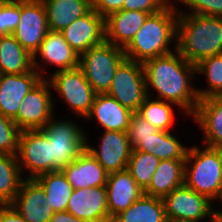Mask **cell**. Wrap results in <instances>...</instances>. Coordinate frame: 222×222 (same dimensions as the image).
<instances>
[{"instance_id":"f35d334b","label":"cell","mask_w":222,"mask_h":222,"mask_svg":"<svg viewBox=\"0 0 222 222\" xmlns=\"http://www.w3.org/2000/svg\"><path fill=\"white\" fill-rule=\"evenodd\" d=\"M124 0H95L92 9L101 17L106 18L109 14L122 10Z\"/></svg>"},{"instance_id":"d590c367","label":"cell","mask_w":222,"mask_h":222,"mask_svg":"<svg viewBox=\"0 0 222 222\" xmlns=\"http://www.w3.org/2000/svg\"><path fill=\"white\" fill-rule=\"evenodd\" d=\"M159 130L144 120L137 112L132 114L128 125L127 135L132 148L135 149L140 144V138L154 136Z\"/></svg>"},{"instance_id":"ab89813d","label":"cell","mask_w":222,"mask_h":222,"mask_svg":"<svg viewBox=\"0 0 222 222\" xmlns=\"http://www.w3.org/2000/svg\"><path fill=\"white\" fill-rule=\"evenodd\" d=\"M0 222H26L11 204L0 205Z\"/></svg>"},{"instance_id":"6da1fadb","label":"cell","mask_w":222,"mask_h":222,"mask_svg":"<svg viewBox=\"0 0 222 222\" xmlns=\"http://www.w3.org/2000/svg\"><path fill=\"white\" fill-rule=\"evenodd\" d=\"M143 68L148 97L153 88L158 93L155 99L175 104L188 116L194 115L200 101L197 88L190 84L197 74L196 65L183 58L176 45L175 52L147 60Z\"/></svg>"},{"instance_id":"1f68e13d","label":"cell","mask_w":222,"mask_h":222,"mask_svg":"<svg viewBox=\"0 0 222 222\" xmlns=\"http://www.w3.org/2000/svg\"><path fill=\"white\" fill-rule=\"evenodd\" d=\"M196 73L206 77L207 88H197L199 99L222 93V54L206 57L196 65Z\"/></svg>"},{"instance_id":"4316f807","label":"cell","mask_w":222,"mask_h":222,"mask_svg":"<svg viewBox=\"0 0 222 222\" xmlns=\"http://www.w3.org/2000/svg\"><path fill=\"white\" fill-rule=\"evenodd\" d=\"M33 69V56L11 35L0 36V74H24Z\"/></svg>"},{"instance_id":"4fadbf2b","label":"cell","mask_w":222,"mask_h":222,"mask_svg":"<svg viewBox=\"0 0 222 222\" xmlns=\"http://www.w3.org/2000/svg\"><path fill=\"white\" fill-rule=\"evenodd\" d=\"M98 148L86 139V150L108 174L127 169L133 148L127 132L104 131Z\"/></svg>"},{"instance_id":"cb8c5ba5","label":"cell","mask_w":222,"mask_h":222,"mask_svg":"<svg viewBox=\"0 0 222 222\" xmlns=\"http://www.w3.org/2000/svg\"><path fill=\"white\" fill-rule=\"evenodd\" d=\"M42 2L46 9L49 30L59 32L92 8L88 0H42Z\"/></svg>"},{"instance_id":"bcb514c9","label":"cell","mask_w":222,"mask_h":222,"mask_svg":"<svg viewBox=\"0 0 222 222\" xmlns=\"http://www.w3.org/2000/svg\"><path fill=\"white\" fill-rule=\"evenodd\" d=\"M1 1H30V0H1Z\"/></svg>"},{"instance_id":"5b68a950","label":"cell","mask_w":222,"mask_h":222,"mask_svg":"<svg viewBox=\"0 0 222 222\" xmlns=\"http://www.w3.org/2000/svg\"><path fill=\"white\" fill-rule=\"evenodd\" d=\"M124 49L107 41L79 56V68L96 94L109 91L117 67L125 59Z\"/></svg>"},{"instance_id":"b9f144b4","label":"cell","mask_w":222,"mask_h":222,"mask_svg":"<svg viewBox=\"0 0 222 222\" xmlns=\"http://www.w3.org/2000/svg\"><path fill=\"white\" fill-rule=\"evenodd\" d=\"M163 8L164 7H170L175 6V3H173L171 0H156Z\"/></svg>"},{"instance_id":"4dcf8cb0","label":"cell","mask_w":222,"mask_h":222,"mask_svg":"<svg viewBox=\"0 0 222 222\" xmlns=\"http://www.w3.org/2000/svg\"><path fill=\"white\" fill-rule=\"evenodd\" d=\"M151 97L144 100L137 113L158 130L171 131L174 123L172 105L175 106V104L158 99L154 100Z\"/></svg>"},{"instance_id":"8d00e7d4","label":"cell","mask_w":222,"mask_h":222,"mask_svg":"<svg viewBox=\"0 0 222 222\" xmlns=\"http://www.w3.org/2000/svg\"><path fill=\"white\" fill-rule=\"evenodd\" d=\"M179 2L181 5L189 7L190 12H183L176 5L178 13L222 17V0H180Z\"/></svg>"},{"instance_id":"7dc6e473","label":"cell","mask_w":222,"mask_h":222,"mask_svg":"<svg viewBox=\"0 0 222 222\" xmlns=\"http://www.w3.org/2000/svg\"><path fill=\"white\" fill-rule=\"evenodd\" d=\"M172 1H174V0H172ZM179 1H180V0H175L174 3H176V5H177V4H179ZM177 2H178V3H177Z\"/></svg>"},{"instance_id":"ba28073f","label":"cell","mask_w":222,"mask_h":222,"mask_svg":"<svg viewBox=\"0 0 222 222\" xmlns=\"http://www.w3.org/2000/svg\"><path fill=\"white\" fill-rule=\"evenodd\" d=\"M51 87L57 91L76 115L83 118L90 112L96 93L86 80L82 70L55 71L47 78Z\"/></svg>"},{"instance_id":"e0dca14e","label":"cell","mask_w":222,"mask_h":222,"mask_svg":"<svg viewBox=\"0 0 222 222\" xmlns=\"http://www.w3.org/2000/svg\"><path fill=\"white\" fill-rule=\"evenodd\" d=\"M42 57V63L58 66V70H70L79 66V56L72 49V47L64 39L63 35L59 31L49 30L44 40L42 41L39 49L33 55V68L45 78L47 73L42 66L38 64L36 60L38 56Z\"/></svg>"},{"instance_id":"f6af8a7d","label":"cell","mask_w":222,"mask_h":222,"mask_svg":"<svg viewBox=\"0 0 222 222\" xmlns=\"http://www.w3.org/2000/svg\"><path fill=\"white\" fill-rule=\"evenodd\" d=\"M221 203H222V198H221ZM216 212L222 217V210L219 211L216 209Z\"/></svg>"},{"instance_id":"f1b7e54d","label":"cell","mask_w":222,"mask_h":222,"mask_svg":"<svg viewBox=\"0 0 222 222\" xmlns=\"http://www.w3.org/2000/svg\"><path fill=\"white\" fill-rule=\"evenodd\" d=\"M34 179L43 187L47 205H51L54 212L66 211L74 189L63 172L61 170L47 172Z\"/></svg>"},{"instance_id":"7a4b0ae2","label":"cell","mask_w":222,"mask_h":222,"mask_svg":"<svg viewBox=\"0 0 222 222\" xmlns=\"http://www.w3.org/2000/svg\"><path fill=\"white\" fill-rule=\"evenodd\" d=\"M176 50L194 65L222 54V17L179 13Z\"/></svg>"},{"instance_id":"7c38bea8","label":"cell","mask_w":222,"mask_h":222,"mask_svg":"<svg viewBox=\"0 0 222 222\" xmlns=\"http://www.w3.org/2000/svg\"><path fill=\"white\" fill-rule=\"evenodd\" d=\"M48 31L46 9L42 0L21 1L19 23L12 34L21 46L33 56Z\"/></svg>"},{"instance_id":"603a6c76","label":"cell","mask_w":222,"mask_h":222,"mask_svg":"<svg viewBox=\"0 0 222 222\" xmlns=\"http://www.w3.org/2000/svg\"><path fill=\"white\" fill-rule=\"evenodd\" d=\"M133 112L108 94H96L85 119H95L104 131L127 132Z\"/></svg>"},{"instance_id":"f546056e","label":"cell","mask_w":222,"mask_h":222,"mask_svg":"<svg viewBox=\"0 0 222 222\" xmlns=\"http://www.w3.org/2000/svg\"><path fill=\"white\" fill-rule=\"evenodd\" d=\"M23 177L16 156L0 154V205L13 202Z\"/></svg>"},{"instance_id":"8fae6325","label":"cell","mask_w":222,"mask_h":222,"mask_svg":"<svg viewBox=\"0 0 222 222\" xmlns=\"http://www.w3.org/2000/svg\"><path fill=\"white\" fill-rule=\"evenodd\" d=\"M51 88L49 80L43 78L23 99L13 119L21 131L43 129L55 115Z\"/></svg>"},{"instance_id":"ffe728a7","label":"cell","mask_w":222,"mask_h":222,"mask_svg":"<svg viewBox=\"0 0 222 222\" xmlns=\"http://www.w3.org/2000/svg\"><path fill=\"white\" fill-rule=\"evenodd\" d=\"M192 119L203 132V142L210 148H222V96L220 94L199 101Z\"/></svg>"},{"instance_id":"44dd1931","label":"cell","mask_w":222,"mask_h":222,"mask_svg":"<svg viewBox=\"0 0 222 222\" xmlns=\"http://www.w3.org/2000/svg\"><path fill=\"white\" fill-rule=\"evenodd\" d=\"M150 15L137 10H120L105 18V41L125 48Z\"/></svg>"},{"instance_id":"d6a6232c","label":"cell","mask_w":222,"mask_h":222,"mask_svg":"<svg viewBox=\"0 0 222 222\" xmlns=\"http://www.w3.org/2000/svg\"><path fill=\"white\" fill-rule=\"evenodd\" d=\"M159 161L153 154L132 151L127 170L143 191L152 183V176L158 167Z\"/></svg>"},{"instance_id":"277c9868","label":"cell","mask_w":222,"mask_h":222,"mask_svg":"<svg viewBox=\"0 0 222 222\" xmlns=\"http://www.w3.org/2000/svg\"><path fill=\"white\" fill-rule=\"evenodd\" d=\"M184 185L207 196L211 201L221 200L222 148L189 147L185 160Z\"/></svg>"},{"instance_id":"e575fe53","label":"cell","mask_w":222,"mask_h":222,"mask_svg":"<svg viewBox=\"0 0 222 222\" xmlns=\"http://www.w3.org/2000/svg\"><path fill=\"white\" fill-rule=\"evenodd\" d=\"M21 14V1L0 0V36L11 35L16 30Z\"/></svg>"},{"instance_id":"2e32d148","label":"cell","mask_w":222,"mask_h":222,"mask_svg":"<svg viewBox=\"0 0 222 222\" xmlns=\"http://www.w3.org/2000/svg\"><path fill=\"white\" fill-rule=\"evenodd\" d=\"M66 211L86 222H112L105 186L74 189Z\"/></svg>"},{"instance_id":"d4e9b609","label":"cell","mask_w":222,"mask_h":222,"mask_svg":"<svg viewBox=\"0 0 222 222\" xmlns=\"http://www.w3.org/2000/svg\"><path fill=\"white\" fill-rule=\"evenodd\" d=\"M185 160H161L145 195L163 198L184 185Z\"/></svg>"},{"instance_id":"c3c4849f","label":"cell","mask_w":222,"mask_h":222,"mask_svg":"<svg viewBox=\"0 0 222 222\" xmlns=\"http://www.w3.org/2000/svg\"><path fill=\"white\" fill-rule=\"evenodd\" d=\"M91 4L95 1V0H88Z\"/></svg>"},{"instance_id":"3957f363","label":"cell","mask_w":222,"mask_h":222,"mask_svg":"<svg viewBox=\"0 0 222 222\" xmlns=\"http://www.w3.org/2000/svg\"><path fill=\"white\" fill-rule=\"evenodd\" d=\"M178 10L176 6L164 7L150 14L134 38L124 48L127 59L144 63L147 60L173 52L171 41L176 45Z\"/></svg>"},{"instance_id":"83f0119b","label":"cell","mask_w":222,"mask_h":222,"mask_svg":"<svg viewBox=\"0 0 222 222\" xmlns=\"http://www.w3.org/2000/svg\"><path fill=\"white\" fill-rule=\"evenodd\" d=\"M166 213L162 198L143 194L112 222H164Z\"/></svg>"},{"instance_id":"7402d4cb","label":"cell","mask_w":222,"mask_h":222,"mask_svg":"<svg viewBox=\"0 0 222 222\" xmlns=\"http://www.w3.org/2000/svg\"><path fill=\"white\" fill-rule=\"evenodd\" d=\"M73 189L105 186L108 173L85 149L61 170Z\"/></svg>"},{"instance_id":"7bdbcfd3","label":"cell","mask_w":222,"mask_h":222,"mask_svg":"<svg viewBox=\"0 0 222 222\" xmlns=\"http://www.w3.org/2000/svg\"><path fill=\"white\" fill-rule=\"evenodd\" d=\"M164 222H188L179 219L166 218Z\"/></svg>"},{"instance_id":"5bb4252c","label":"cell","mask_w":222,"mask_h":222,"mask_svg":"<svg viewBox=\"0 0 222 222\" xmlns=\"http://www.w3.org/2000/svg\"><path fill=\"white\" fill-rule=\"evenodd\" d=\"M72 49L81 56L105 41V18L92 8L61 31Z\"/></svg>"},{"instance_id":"9c48e42d","label":"cell","mask_w":222,"mask_h":222,"mask_svg":"<svg viewBox=\"0 0 222 222\" xmlns=\"http://www.w3.org/2000/svg\"><path fill=\"white\" fill-rule=\"evenodd\" d=\"M166 218L200 222L208 217L213 222L216 210L213 201L185 185L172 190L162 198Z\"/></svg>"},{"instance_id":"74e56055","label":"cell","mask_w":222,"mask_h":222,"mask_svg":"<svg viewBox=\"0 0 222 222\" xmlns=\"http://www.w3.org/2000/svg\"><path fill=\"white\" fill-rule=\"evenodd\" d=\"M162 8L156 0H124L122 10H137L154 14Z\"/></svg>"},{"instance_id":"ac0fdd59","label":"cell","mask_w":222,"mask_h":222,"mask_svg":"<svg viewBox=\"0 0 222 222\" xmlns=\"http://www.w3.org/2000/svg\"><path fill=\"white\" fill-rule=\"evenodd\" d=\"M11 205L26 222H49L54 214L43 187L35 179H23Z\"/></svg>"},{"instance_id":"484cf974","label":"cell","mask_w":222,"mask_h":222,"mask_svg":"<svg viewBox=\"0 0 222 222\" xmlns=\"http://www.w3.org/2000/svg\"><path fill=\"white\" fill-rule=\"evenodd\" d=\"M188 148L171 131L159 130L154 136L140 138V144L133 151L153 154L160 161L186 160Z\"/></svg>"},{"instance_id":"9a60e30c","label":"cell","mask_w":222,"mask_h":222,"mask_svg":"<svg viewBox=\"0 0 222 222\" xmlns=\"http://www.w3.org/2000/svg\"><path fill=\"white\" fill-rule=\"evenodd\" d=\"M42 79L34 68L24 74H0V113L13 120L23 99Z\"/></svg>"},{"instance_id":"836d02e7","label":"cell","mask_w":222,"mask_h":222,"mask_svg":"<svg viewBox=\"0 0 222 222\" xmlns=\"http://www.w3.org/2000/svg\"><path fill=\"white\" fill-rule=\"evenodd\" d=\"M21 130L15 122L0 113V154H17Z\"/></svg>"},{"instance_id":"ee69618b","label":"cell","mask_w":222,"mask_h":222,"mask_svg":"<svg viewBox=\"0 0 222 222\" xmlns=\"http://www.w3.org/2000/svg\"><path fill=\"white\" fill-rule=\"evenodd\" d=\"M213 222H222V217L216 212Z\"/></svg>"},{"instance_id":"30bf717a","label":"cell","mask_w":222,"mask_h":222,"mask_svg":"<svg viewBox=\"0 0 222 222\" xmlns=\"http://www.w3.org/2000/svg\"><path fill=\"white\" fill-rule=\"evenodd\" d=\"M17 161L22 176L34 179L38 175L51 172V151L47 134L42 129L23 130L18 139Z\"/></svg>"},{"instance_id":"d6986e66","label":"cell","mask_w":222,"mask_h":222,"mask_svg":"<svg viewBox=\"0 0 222 222\" xmlns=\"http://www.w3.org/2000/svg\"><path fill=\"white\" fill-rule=\"evenodd\" d=\"M105 187L111 219L125 211L144 194L127 169L108 174Z\"/></svg>"},{"instance_id":"60d3db41","label":"cell","mask_w":222,"mask_h":222,"mask_svg":"<svg viewBox=\"0 0 222 222\" xmlns=\"http://www.w3.org/2000/svg\"><path fill=\"white\" fill-rule=\"evenodd\" d=\"M49 222H86V221L73 216L67 211H64V212H54Z\"/></svg>"},{"instance_id":"8992f818","label":"cell","mask_w":222,"mask_h":222,"mask_svg":"<svg viewBox=\"0 0 222 222\" xmlns=\"http://www.w3.org/2000/svg\"><path fill=\"white\" fill-rule=\"evenodd\" d=\"M42 130L49 139L51 172L62 170L86 149L88 135L73 121L58 120L53 116Z\"/></svg>"},{"instance_id":"52a82bcc","label":"cell","mask_w":222,"mask_h":222,"mask_svg":"<svg viewBox=\"0 0 222 222\" xmlns=\"http://www.w3.org/2000/svg\"><path fill=\"white\" fill-rule=\"evenodd\" d=\"M106 94L133 113L138 112L148 97L143 64L125 58L117 67Z\"/></svg>"}]
</instances>
